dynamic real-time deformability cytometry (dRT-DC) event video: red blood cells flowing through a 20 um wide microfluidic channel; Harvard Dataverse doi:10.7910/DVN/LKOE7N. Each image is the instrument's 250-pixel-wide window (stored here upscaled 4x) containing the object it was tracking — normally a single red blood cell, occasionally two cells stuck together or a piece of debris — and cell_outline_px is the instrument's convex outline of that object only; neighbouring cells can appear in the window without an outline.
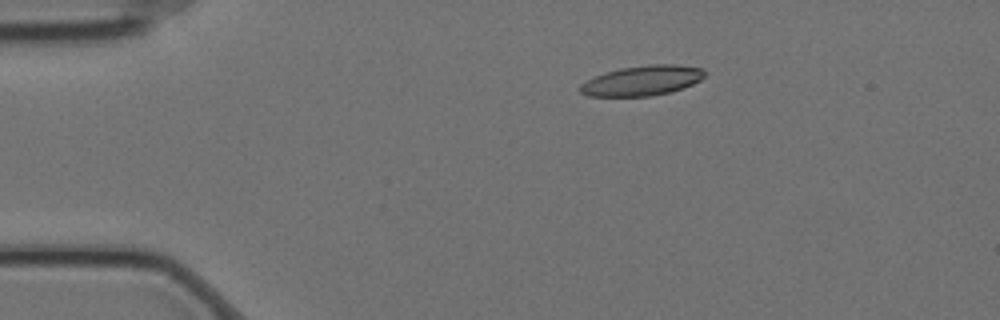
{"species": "Egyptian fruit bat (a non-hibernating species)", "species_latin": "Rousettus aegyptiacus", "temperature_condition": "cold", "stored_images_in_passage": 3, "camera_frame_rate_fps": 3000, "um_per_image_px": 0.085, "animal": {"sex": "female"}, "frame": {"image": 1, "passage_image": 2, "time_ms": 0.333, "image_size_px": [1000, 320], "cell_outline_px": [[704, 76], [700, 80], [684, 88], [672, 92], [652, 96], [588, 96], [580, 92], [580, 84], [604, 72], [620, 68], [648, 64], [672, 64], [704, 68]], "centroid_in_image_um": [54.6, 6.85], "position_along_channel_um": 30.4, "area_um2": 21.85}}